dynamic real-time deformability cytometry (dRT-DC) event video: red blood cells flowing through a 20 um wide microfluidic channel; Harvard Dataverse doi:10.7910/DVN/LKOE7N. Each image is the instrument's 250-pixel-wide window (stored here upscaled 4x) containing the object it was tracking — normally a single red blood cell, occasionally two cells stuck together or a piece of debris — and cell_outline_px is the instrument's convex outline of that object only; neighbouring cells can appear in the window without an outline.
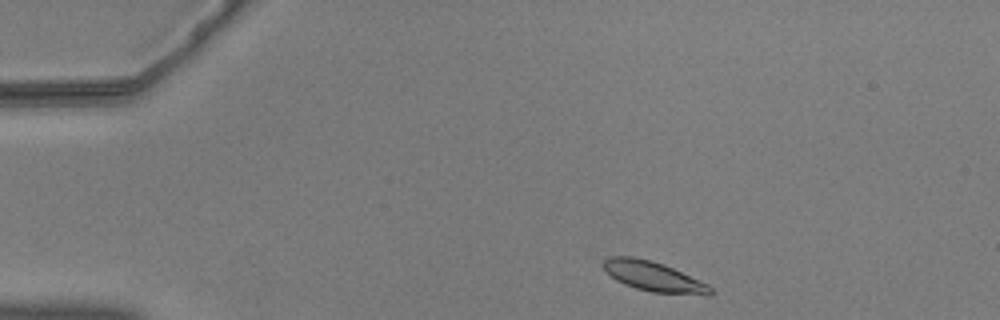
{"species": "common noctule bat (a hibernating species)", "species_latin": "Nyctalus noctula", "temperature_condition": "warm", "stored_images_in_passage": 50, "camera_frame_rate_fps": 3000, "um_per_image_px": 0.085, "animal": {"sex": "male", "body_mass_g": 20.5, "forearm_length_mm": 52.5}, "frame": {"image": 1, "passage_image": 2, "time_ms": 0.333, "image_size_px": [1000, 320], "cell_outline_px": [[712, 292], [708, 296], [652, 292], [636, 288], [624, 284], [616, 280], [600, 264], [604, 260], [612, 256], [632, 256], [652, 260], [664, 264], [708, 284], [712, 288]], "centroid_in_image_um": [55.56, 23.5], "position_along_channel_um": 29.4, "area_um2": 18.67}}
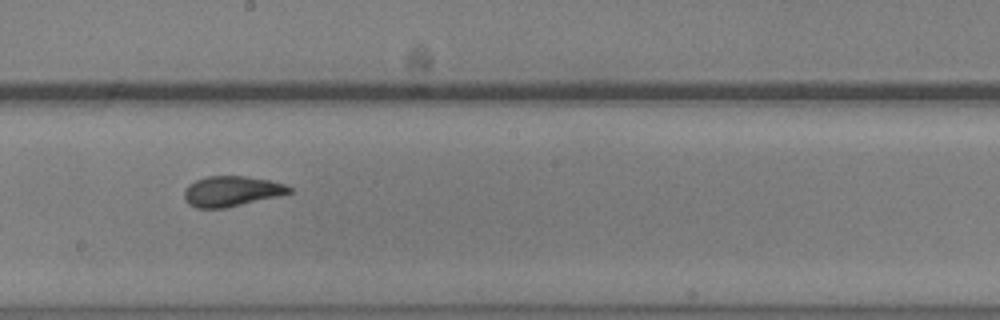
{"frame": {"image": 2, "passage_image": 24, "time_ms": 7.667, "image_size_px": [1000, 320], "cell_outline_px": [[292, 192], [280, 196], [224, 208], [196, 208], [188, 204], [184, 200], [184, 188], [188, 184], [196, 180], [208, 176], [244, 176], [268, 180], [284, 184], [292, 188]], "centroid_in_image_um": [19.65, 16.26], "position_along_channel_um": 228.5, "area_um2": 18.61}}
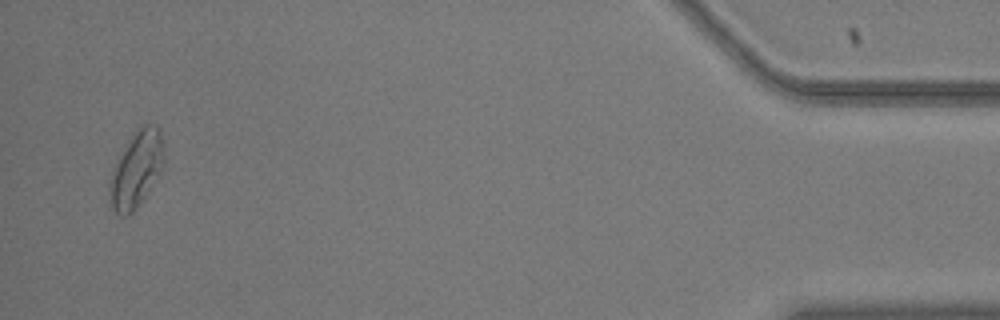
{"frame": {"image": 3, "passage_image": 48, "time_ms": 15.667, "image_size_px": [1000, 320], "cell_outline_px": [[164, 160], [148, 192], [136, 208], [128, 216], [120, 216], [112, 208], [108, 188], [108, 180], [112, 168], [132, 132], [144, 124], [156, 124], [160, 132], [164, 156]], "centroid_in_image_um": [11.54, 14.38], "position_along_channel_um": 423.7, "area_um2": 23.99}, "authors_computed_cell_mechanics": {"area_um2": 18.6116, "velocity_mm_per_s": 3.5211, "shape_relaxation_time_tau1_ms": 3.1044, "shape_relaxation_time_tau2_ms": 1.1574, "deformation_change_tau1": 0.1086, "deformation_change_tau2": 0.0637}}